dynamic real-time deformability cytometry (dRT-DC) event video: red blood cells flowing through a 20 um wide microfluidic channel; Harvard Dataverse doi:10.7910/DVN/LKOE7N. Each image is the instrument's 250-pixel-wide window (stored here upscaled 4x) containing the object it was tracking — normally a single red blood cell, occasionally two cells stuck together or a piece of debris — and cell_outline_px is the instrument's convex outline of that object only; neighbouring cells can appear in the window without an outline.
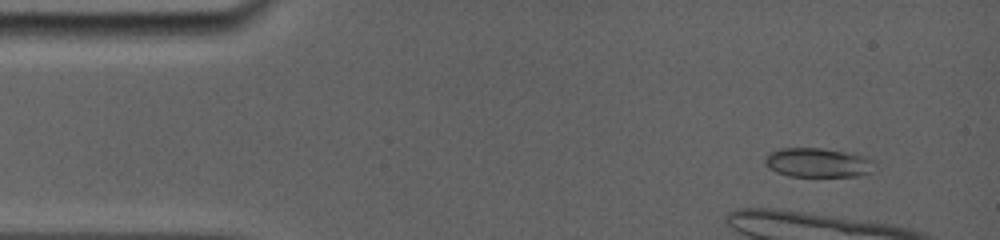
{"species": "common noctule bat (a hibernating species)", "species_latin": "Nyctalus noctula", "temperature_condition": "room temperature", "stored_images_in_passage": 7, "camera_frame_rate_fps": 5000, "um_per_image_px": 0.085, "animal": {"sex": "female", "body_mass_g": 19.0, "forearm_length_mm": 56.7}, "frame": {"image": 1, "passage_image": 3, "time_ms": 0.6, "image_size_px": [1000, 240], "cell_outline_px": [[876, 160], [868, 172], [860, 176], [788, 176], [776, 172], [768, 168], [764, 164], [764, 160], [768, 152], [780, 148], [820, 148], [868, 156]], "centroid_in_image_um": [69.47, 13.82], "position_along_channel_um": 15.5, "area_um2": 18.79}}